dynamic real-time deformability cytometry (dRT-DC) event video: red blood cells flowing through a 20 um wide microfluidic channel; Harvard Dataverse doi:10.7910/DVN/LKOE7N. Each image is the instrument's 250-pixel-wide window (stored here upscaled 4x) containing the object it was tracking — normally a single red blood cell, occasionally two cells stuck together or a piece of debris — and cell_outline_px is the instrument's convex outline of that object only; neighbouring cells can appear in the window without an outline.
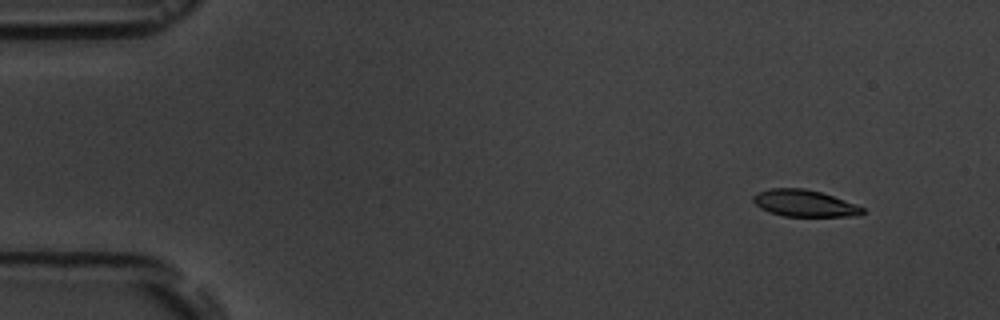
{"species": "common noctule bat (a hibernating species)", "species_latin": "Nyctalus noctula", "temperature_condition": "room temperature", "stored_images_in_passage": 10, "camera_frame_rate_fps": 3000, "um_per_image_px": 0.085, "animal": {"sex": "male", "body_mass_g": 19.5, "forearm_length_mm": 54.6}, "frame": {"image": 1, "passage_image": 1, "time_ms": 0.0, "image_size_px": [1000, 320], "cell_outline_px": [[864, 212], [860, 216], [784, 216], [768, 212], [760, 208], [752, 200], [752, 196], [756, 192], [768, 188], [804, 188], [820, 192], [856, 204], [864, 208]], "centroid_in_image_um": [68.34, 17.28], "position_along_channel_um": 16.7, "area_um2": 17.11}}
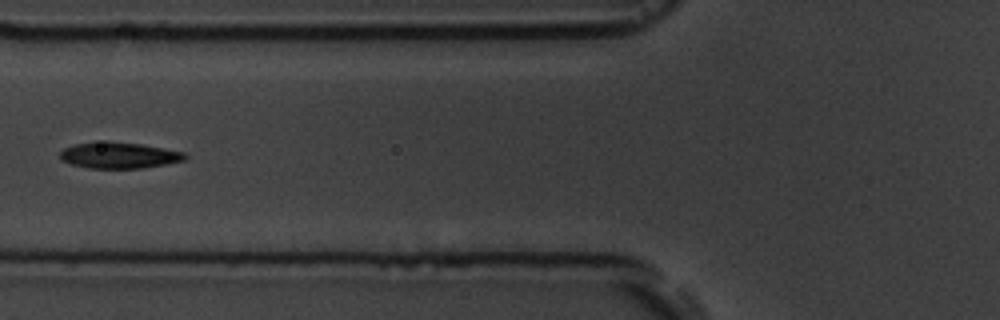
{"frame": {"image": 2, "passage_image": 5, "time_ms": 5.667, "image_size_px": [1000, 320], "cell_outline_px": [[188, 156], [184, 160], [144, 168], [88, 168], [72, 164], [60, 160], [60, 152], [64, 148], [72, 144], [108, 140], [140, 144], [164, 148], [184, 152]], "centroid_in_image_um": [10.08, 13.19], "position_along_channel_um": 115.7, "area_um2": 19.19}}
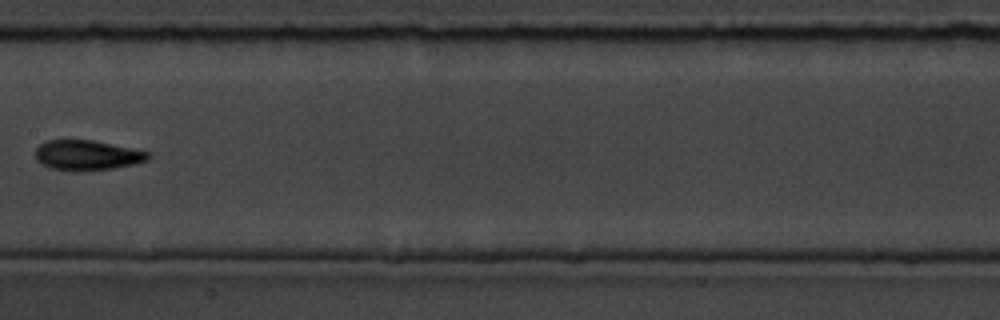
{"frame": {"image": 3, "passage_image": 7, "time_ms": 8.0, "image_size_px": [1000, 320], "cell_outline_px": [[152, 156], [148, 160], [132, 164], [112, 168], [76, 172], [72, 172], [52, 168], [36, 160], [36, 148], [44, 140], [92, 140], [152, 152]], "centroid_in_image_um": [7.42, 13.19], "position_along_channel_um": 200.0, "area_um2": 19.83}}